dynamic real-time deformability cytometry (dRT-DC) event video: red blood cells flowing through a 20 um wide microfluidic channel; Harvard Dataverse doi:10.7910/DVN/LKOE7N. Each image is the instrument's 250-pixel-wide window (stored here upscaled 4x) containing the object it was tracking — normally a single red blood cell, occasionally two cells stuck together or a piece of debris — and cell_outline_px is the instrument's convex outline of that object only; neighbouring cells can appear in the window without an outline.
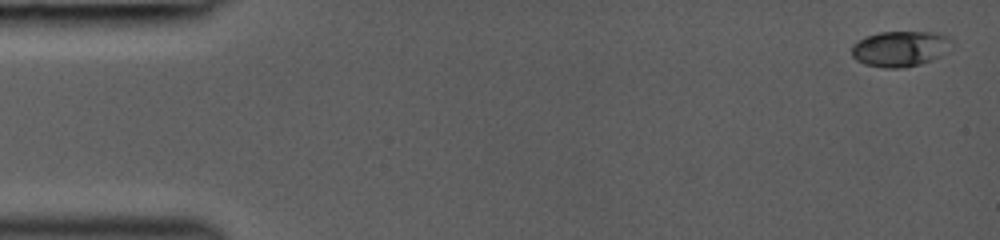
{"species": "common noctule bat (a hibernating species)", "species_latin": "Nyctalus noctula", "temperature_condition": "room temperature", "stored_images_in_passage": 2, "camera_frame_rate_fps": 3000, "um_per_image_px": 0.085, "animal": {"sex": "female", "body_mass_g": 19.0, "forearm_length_mm": 53.3}, "frame": {"image": 1, "passage_image": 1, "time_ms": 0.0, "image_size_px": [1000, 240], "cell_outline_px": [[956, 44], [940, 56], [932, 60], [920, 64], [904, 68], [884, 68], [864, 64], [856, 60], [852, 56], [852, 44], [856, 40], [864, 36], [880, 32], [936, 32], [948, 36]], "centroid_in_image_um": [76.53, 4.13], "position_along_channel_um": 8.5, "area_um2": 21.21}}